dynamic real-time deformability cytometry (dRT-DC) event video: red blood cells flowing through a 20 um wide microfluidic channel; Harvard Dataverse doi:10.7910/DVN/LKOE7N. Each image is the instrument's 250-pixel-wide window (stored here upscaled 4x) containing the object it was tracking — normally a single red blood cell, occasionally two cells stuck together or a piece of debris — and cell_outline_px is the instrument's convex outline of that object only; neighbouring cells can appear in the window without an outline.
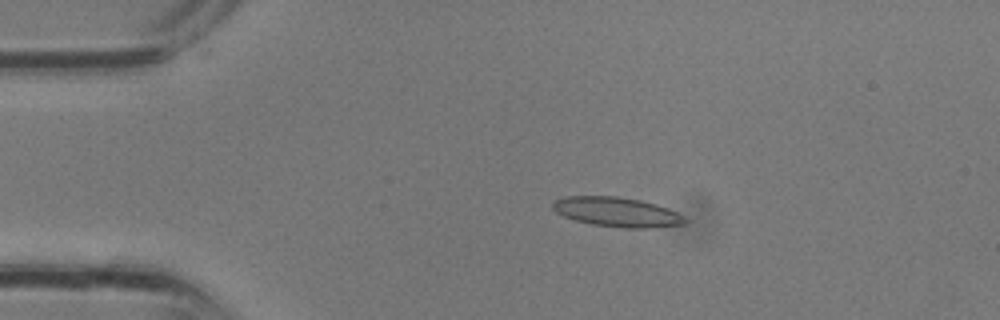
{"species": "common noctule bat (a hibernating species)", "species_latin": "Nyctalus noctula", "temperature_condition": "room temperature", "stored_images_in_passage": 1, "camera_frame_rate_fps": 3000, "um_per_image_px": 0.085, "animal": {"sex": "male", "body_mass_g": 13.3}, "frame": {"image": 1, "passage_image": 1, "time_ms": 0.0, "image_size_px": [1000, 320], "cell_outline_px": [[692, 220], [688, 224], [648, 228], [624, 228], [592, 224], [576, 220], [564, 216], [556, 212], [552, 208], [552, 204], [556, 200], [564, 196], [616, 196], [640, 200], [656, 204], [668, 208]], "centroid_in_image_um": [52.51, 18.03], "position_along_channel_um": 32.5, "area_um2": 22.95}}